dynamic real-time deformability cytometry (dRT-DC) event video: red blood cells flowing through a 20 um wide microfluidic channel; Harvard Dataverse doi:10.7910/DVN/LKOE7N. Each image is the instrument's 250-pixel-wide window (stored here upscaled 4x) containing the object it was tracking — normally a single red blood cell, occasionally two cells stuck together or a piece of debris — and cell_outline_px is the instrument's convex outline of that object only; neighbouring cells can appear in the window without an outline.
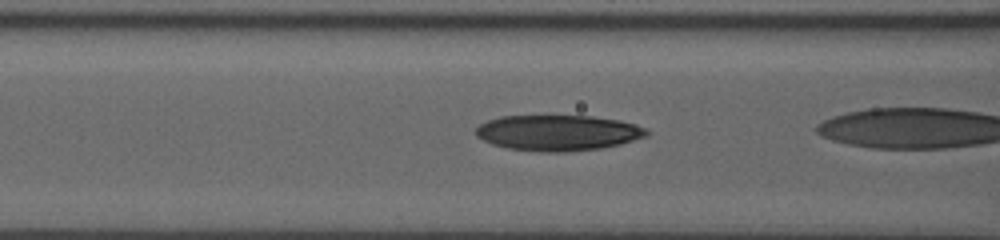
{"species": "human", "species_latin": "Homo sapiens", "temperature_condition": "room temperature", "stored_images_in_passage": 36, "camera_frame_rate_fps": 3000, "um_per_image_px": 0.085, "donor": {"sex": "male"}, "frame": {"image": 1, "passage_image": 22, "time_ms": 7.333, "image_size_px": [1000, 240], "cell_outline_px": [[648, 132], [644, 136], [620, 144], [600, 148], [564, 152], [540, 152], [508, 148], [492, 144], [476, 136], [476, 128], [480, 124], [488, 120], [500, 116], [592, 116], [620, 120], [636, 124], [644, 128]], "centroid_in_image_um": [47.39, 11.28], "position_along_channel_um": 119.2, "area_um2": 35.32}}
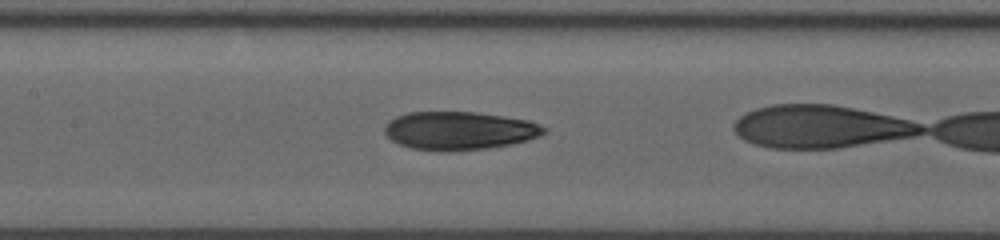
{"frame": {"image": 2, "passage_image": 27, "time_ms": 8.667, "image_size_px": [1000, 240], "cell_outline_px": [[548, 128], [540, 136], [528, 140], [512, 144], [488, 148], [448, 152], [412, 148], [400, 144], [392, 140], [384, 132], [384, 124], [388, 120], [396, 116], [408, 112], [476, 112], [504, 116], [528, 120]], "centroid_in_image_um": [39.03, 11.1], "position_along_channel_um": 168.4, "area_um2": 35.72}}
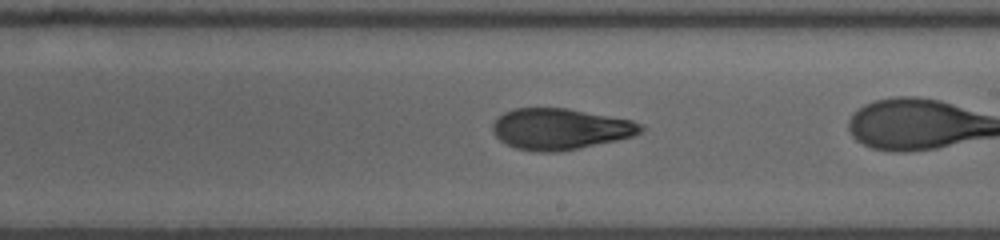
{"frame": {"image": 3, "passage_image": 34, "time_ms": 10.667, "image_size_px": [1000, 240], "cell_outline_px": [[644, 128], [640, 132], [632, 136], [616, 140], [556, 152], [540, 152], [516, 148], [500, 140], [492, 132], [492, 124], [504, 112], [516, 108], [568, 108], [632, 120], [644, 124]], "centroid_in_image_um": [47.62, 10.95], "position_along_channel_um": 241.4, "area_um2": 35.2}}